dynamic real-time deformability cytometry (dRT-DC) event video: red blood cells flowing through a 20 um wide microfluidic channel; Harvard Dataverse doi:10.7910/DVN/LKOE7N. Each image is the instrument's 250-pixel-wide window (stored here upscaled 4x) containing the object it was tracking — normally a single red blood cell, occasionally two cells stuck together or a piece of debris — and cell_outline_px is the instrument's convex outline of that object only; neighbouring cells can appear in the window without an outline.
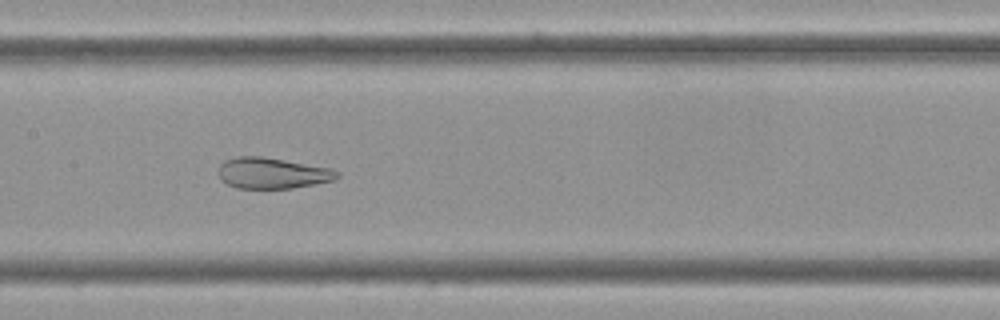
{"species": "Egyptian fruit bat (a non-hibernating species)", "species_latin": "Rousettus aegyptiacus", "temperature_condition": "cold", "stored_images_in_passage": 61, "camera_frame_rate_fps": 3000, "um_per_image_px": 0.085, "frame": {"image": 1, "passage_image": 30, "time_ms": 9.667, "image_size_px": [1000, 320], "cell_outline_px": [[340, 176], [332, 180], [292, 188], [236, 188], [220, 180], [216, 172], [220, 164], [224, 160], [236, 156], [260, 156], [284, 160], [328, 168], [340, 172]], "centroid_in_image_um": [23.05, 14.71], "position_along_channel_um": 184.3, "area_um2": 21.33}}
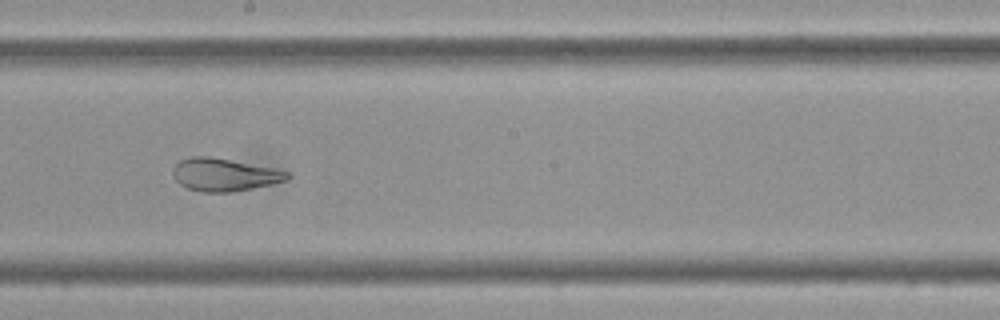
{"frame": {"image": 2, "passage_image": 34, "time_ms": 11.0, "image_size_px": [1000, 320], "cell_outline_px": [[292, 176], [284, 180], [252, 188], [232, 192], [200, 192], [188, 188], [180, 184], [172, 176], [172, 168], [180, 160], [192, 156], [208, 156], [272, 168], [288, 172]], "centroid_in_image_um": [18.99, 14.85], "position_along_channel_um": 229.2, "area_um2": 21.5}}
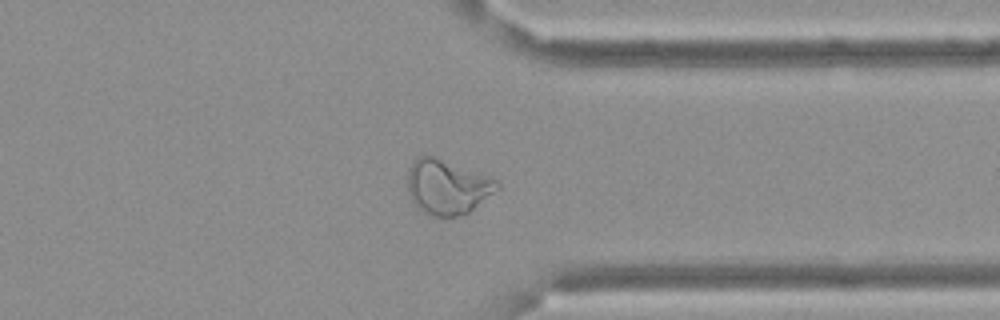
{"frame": {"image": 3, "passage_image": 47, "time_ms": 15.333, "image_size_px": [1000, 320], "cell_outline_px": [[500, 188], [468, 212], [460, 216], [432, 216], [416, 208], [408, 192], [408, 168], [420, 156], [432, 156], [480, 172], [496, 180], [500, 184]], "centroid_in_image_um": [38.02, 15.9], "position_along_channel_um": 373.4, "area_um2": 28.32}}